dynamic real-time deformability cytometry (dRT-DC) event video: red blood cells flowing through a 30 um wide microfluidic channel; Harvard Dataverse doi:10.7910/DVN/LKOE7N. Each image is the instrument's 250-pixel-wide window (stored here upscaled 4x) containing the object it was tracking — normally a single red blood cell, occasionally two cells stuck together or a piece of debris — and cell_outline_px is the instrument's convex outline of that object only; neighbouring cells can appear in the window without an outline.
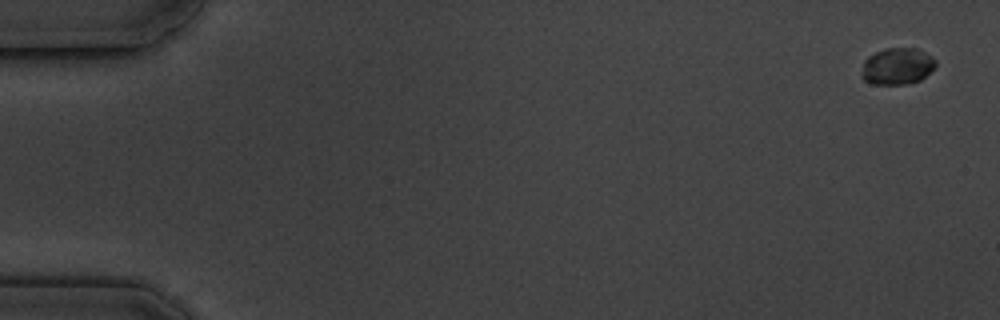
{"species": "common noctule bat (a hibernating species)", "species_latin": "Nyctalus noctula", "temperature_condition": "cold", "stored_images_in_passage": 5, "camera_frame_rate_fps": 3000, "um_per_image_px": 0.085, "animal": {"sex": "male", "body_mass_g": 19.5, "forearm_length_mm": 54.6}, "frame": {"image": 1, "passage_image": 1, "time_ms": 0.0, "image_size_px": [1000, 320], "cell_outline_px": [[936, 64], [920, 80], [908, 84], [872, 84], [864, 80], [860, 76], [864, 60], [868, 56], [884, 48], [916, 48], [924, 52], [936, 60]], "centroid_in_image_um": [76.22, 5.63], "position_along_channel_um": 8.8, "area_um2": 15.78}}
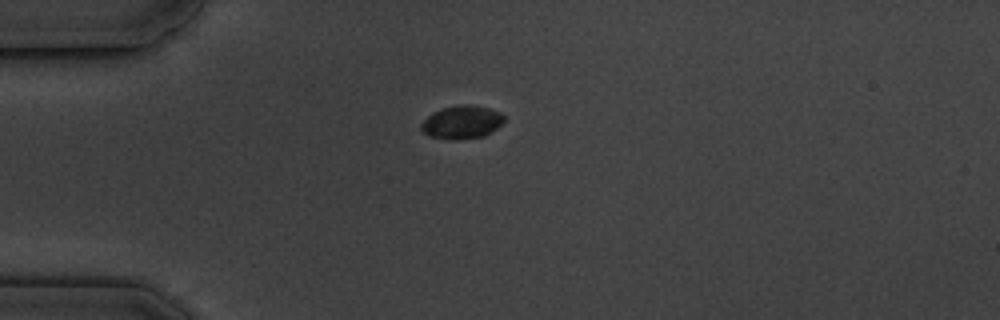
{"frame": {"image": 2, "passage_image": 5, "time_ms": 4.667, "image_size_px": [1000, 320], "cell_outline_px": [[504, 120], [496, 128], [484, 136], [456, 140], [448, 140], [428, 136], [420, 128], [420, 124], [432, 112], [456, 104], [468, 104], [488, 108], [500, 112], [504, 116]], "centroid_in_image_um": [39.22, 10.39], "position_along_channel_um": 45.8, "area_um2": 16.07}}